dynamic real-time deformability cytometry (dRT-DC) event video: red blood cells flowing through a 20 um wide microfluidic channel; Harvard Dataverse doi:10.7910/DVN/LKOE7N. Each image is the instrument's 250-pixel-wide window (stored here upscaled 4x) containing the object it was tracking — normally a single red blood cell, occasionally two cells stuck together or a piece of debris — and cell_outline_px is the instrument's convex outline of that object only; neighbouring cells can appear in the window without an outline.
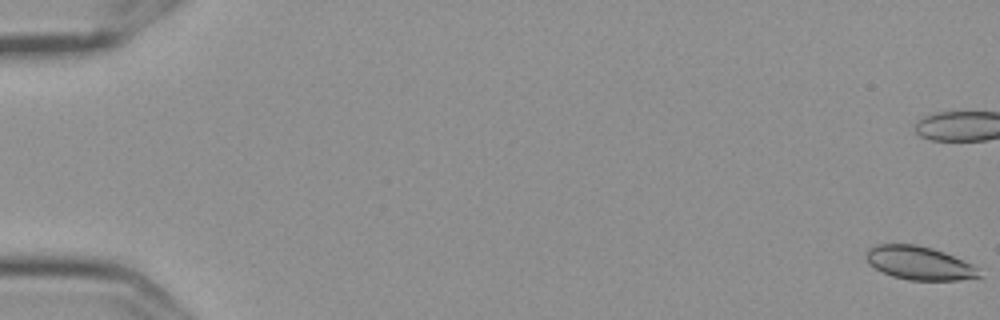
{"species": "Egyptian fruit bat (a non-hibernating species)", "species_latin": "Rousettus aegyptiacus", "temperature_condition": "cold", "stored_images_in_passage": 59, "camera_frame_rate_fps": 3000, "um_per_image_px": 0.085, "frame": {"image": 1, "passage_image": 1, "time_ms": 0.0, "image_size_px": [1000, 320], "cell_outline_px": [[984, 276], [960, 280], [908, 280], [892, 276], [868, 264], [864, 256], [868, 248], [876, 244], [916, 244], [932, 248], [944, 252], [964, 260], [972, 264]], "centroid_in_image_um": [78.12, 22.35], "position_along_channel_um": 6.9, "area_um2": 22.2}, "authors_computed_cell_mechanics": {"area_um2": 22.5998, "velocity_mm_per_s": 3.602, "shape_relaxation_time_tau1_ms": null, "shape_relaxation_time_tau2_ms": 4.4054, "deformation_change_tau1": null, "deformation_change_tau2": 0.0728}}